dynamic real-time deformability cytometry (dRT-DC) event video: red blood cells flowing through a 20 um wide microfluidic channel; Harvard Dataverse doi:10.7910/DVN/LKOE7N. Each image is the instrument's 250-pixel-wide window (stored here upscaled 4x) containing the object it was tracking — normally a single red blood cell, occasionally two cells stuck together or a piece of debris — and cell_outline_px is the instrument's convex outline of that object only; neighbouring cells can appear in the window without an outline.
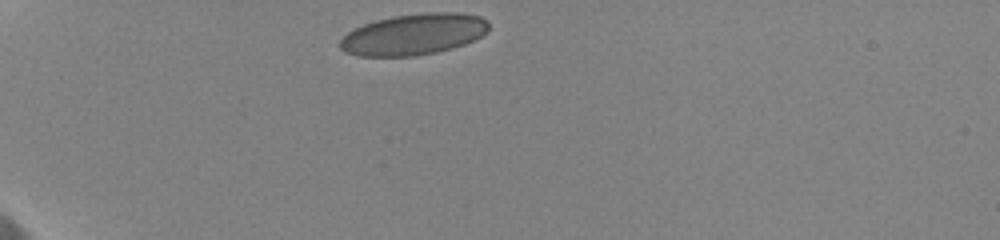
{"species": "human", "species_latin": "Homo sapiens", "temperature_condition": "cold", "stored_images_in_passage": 13, "camera_frame_rate_fps": 3000, "um_per_image_px": 0.085, "donor": {"sex": "female"}, "frame": {"image": 1, "passage_image": 1, "time_ms": 0.0, "image_size_px": [1000, 240], "cell_outline_px": [[488, 32], [464, 44], [452, 48], [436, 52], [416, 56], [360, 56], [344, 52], [340, 48], [340, 40], [348, 32], [364, 24], [376, 20], [392, 16], [424, 12], [460, 12], [480, 16], [488, 20]], "centroid_in_image_um": [35.18, 2.91], "position_along_channel_um": 49.8, "area_um2": 35.78}}